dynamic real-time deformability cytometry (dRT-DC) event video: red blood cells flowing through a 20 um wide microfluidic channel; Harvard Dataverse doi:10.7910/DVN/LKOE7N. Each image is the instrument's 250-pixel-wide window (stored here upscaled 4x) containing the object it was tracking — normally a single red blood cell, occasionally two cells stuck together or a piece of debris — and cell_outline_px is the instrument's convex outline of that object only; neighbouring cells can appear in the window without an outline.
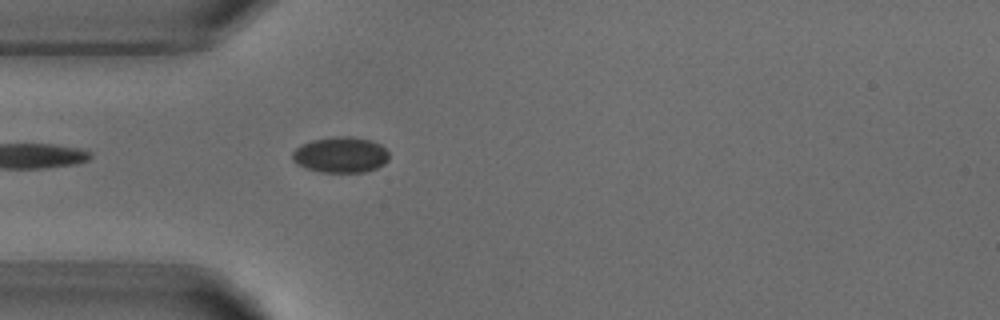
{"species": "common noctule bat (a hibernating species)", "species_latin": "Nyctalus noctula", "temperature_condition": "warm", "stored_images_in_passage": 3, "camera_frame_rate_fps": 3000, "um_per_image_px": 0.085, "animal": {"sex": "male", "body_mass_g": 18.8}, "frame": {"image": 1, "passage_image": 3, "time_ms": 2.333, "image_size_px": [1000, 320], "cell_outline_px": [[388, 160], [384, 164], [376, 168], [364, 172], [320, 172], [296, 164], [292, 160], [292, 152], [300, 144], [312, 140], [332, 136], [352, 136], [372, 140], [380, 144], [388, 152]], "centroid_in_image_um": [28.94, 13.14], "position_along_channel_um": 56.1, "area_um2": 20.35}}